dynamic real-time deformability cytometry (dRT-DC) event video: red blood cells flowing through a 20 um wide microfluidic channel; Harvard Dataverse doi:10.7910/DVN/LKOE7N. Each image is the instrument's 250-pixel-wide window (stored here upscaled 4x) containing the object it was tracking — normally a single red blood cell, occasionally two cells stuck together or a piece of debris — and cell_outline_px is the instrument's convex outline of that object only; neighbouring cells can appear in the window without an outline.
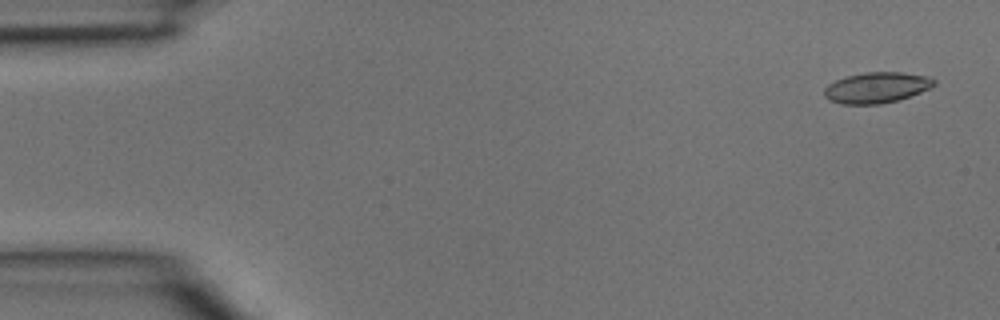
{"species": "common noctule bat (a hibernating species)", "species_latin": "Nyctalus noctula", "temperature_condition": "room temperature", "stored_images_in_passage": 4, "camera_frame_rate_fps": 3000, "um_per_image_px": 0.085, "animal": {"sex": "male", "body_mass_g": 15.6}, "frame": {"image": 1, "passage_image": 1, "time_ms": 0.0, "image_size_px": [1000, 320], "cell_outline_px": [[936, 84], [920, 92], [896, 100], [880, 104], [840, 104], [828, 100], [824, 96], [824, 88], [828, 84], [836, 80], [848, 76], [864, 72], [900, 72], [928, 76], [936, 80]], "centroid_in_image_um": [74.48, 7.44], "position_along_channel_um": 10.5, "area_um2": 19.59}}
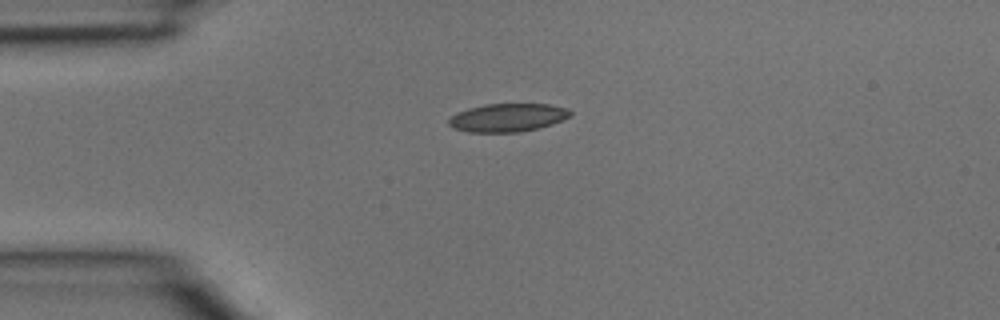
{"frame": {"image": 2, "passage_image": 3, "time_ms": 0.667, "image_size_px": [1000, 320], "cell_outline_px": [[572, 116], [552, 124], [520, 132], [468, 132], [452, 128], [448, 124], [448, 120], [456, 112], [468, 108], [484, 104], [548, 104], [568, 108], [572, 112]], "centroid_in_image_um": [43.14, 9.99], "position_along_channel_um": 41.9, "area_um2": 20.11}}